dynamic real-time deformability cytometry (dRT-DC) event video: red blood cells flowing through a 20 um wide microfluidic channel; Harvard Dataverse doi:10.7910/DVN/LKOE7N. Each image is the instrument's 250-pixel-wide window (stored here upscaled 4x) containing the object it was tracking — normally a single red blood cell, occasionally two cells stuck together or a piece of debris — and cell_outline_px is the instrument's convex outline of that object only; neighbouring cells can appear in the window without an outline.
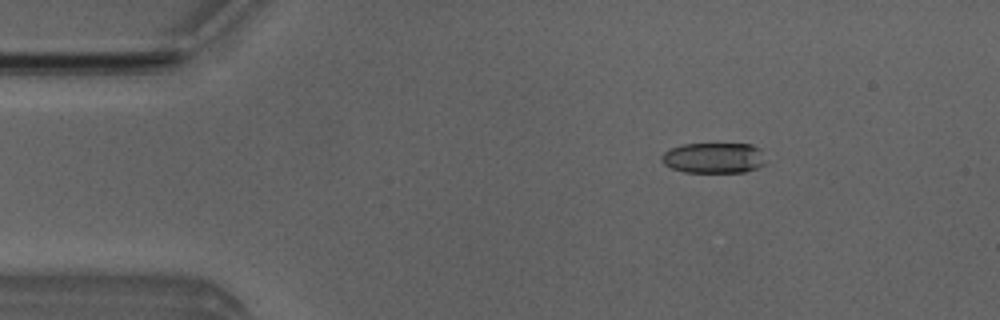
{"species": "Egyptian fruit bat (a non-hibernating species)", "species_latin": "Rousettus aegyptiacus", "temperature_condition": "room temperature", "stored_images_in_passage": 51, "camera_frame_rate_fps": 3000, "um_per_image_px": 0.085, "animal": {"sex": "male"}, "frame": {"image": 1, "passage_image": 8, "time_ms": 2.333, "image_size_px": [1000, 320], "cell_outline_px": [[764, 164], [756, 168], [744, 172], [684, 172], [672, 168], [664, 164], [660, 160], [660, 156], [664, 152], [672, 148], [684, 144], [752, 144], [760, 148], [764, 160]], "centroid_in_image_um": [60.65, 13.42], "position_along_channel_um": 24.3, "area_um2": 18.5}}
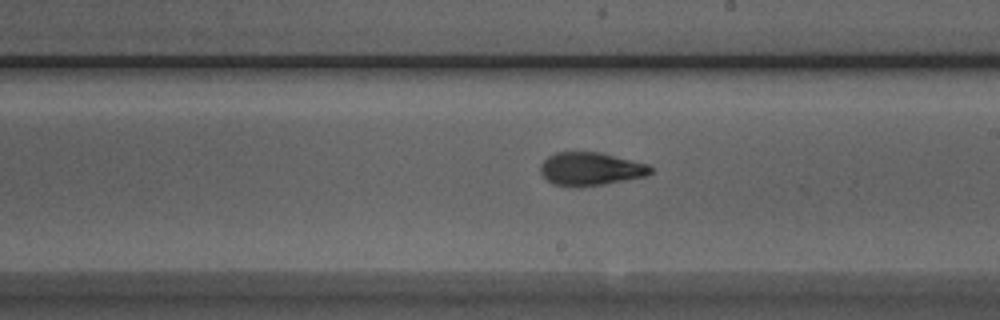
{"frame": {"image": 2, "passage_image": 29, "time_ms": 9.333, "image_size_px": [1000, 320], "cell_outline_px": [[652, 172], [648, 176], [604, 184], [576, 188], [552, 184], [540, 172], [540, 164], [548, 156], [556, 152], [600, 152], [648, 164], [652, 168]], "centroid_in_image_um": [50.2, 14.37], "position_along_channel_um": 238.8, "area_um2": 21.5}}
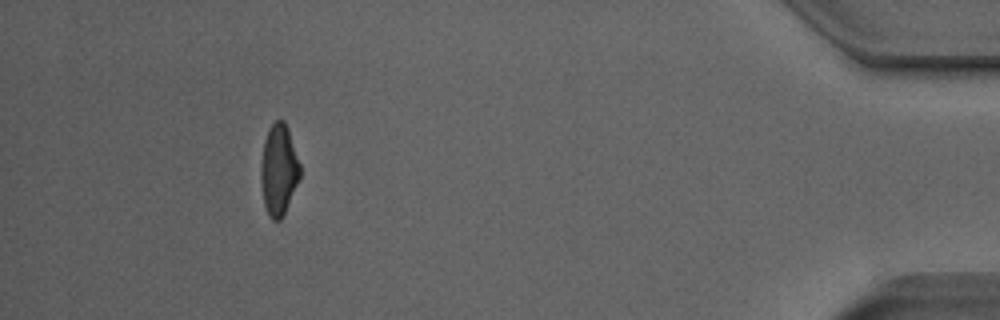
{"frame": {"image": 3, "passage_image": 47, "time_ms": 15.333, "image_size_px": [1000, 320], "cell_outline_px": [[300, 176], [284, 212], [280, 220], [272, 220], [264, 204], [260, 176], [260, 168], [264, 140], [268, 128], [276, 120], [284, 120], [288, 128], [300, 164]], "centroid_in_image_um": [23.68, 14.38], "position_along_channel_um": 411.5, "area_um2": 20.46}, "authors_computed_cell_mechanics": {"area_um2": 20.7502, "velocity_mm_per_s": 3.997, "shape_relaxation_time_tau1_ms": 5.6636, "shape_relaxation_time_tau2_ms": 1.6483, "deformation_change_tau1": 0.1984, "deformation_change_tau2": 0.0862}}